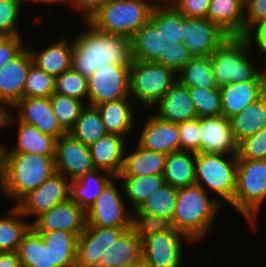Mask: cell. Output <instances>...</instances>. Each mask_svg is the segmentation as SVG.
Returning a JSON list of instances; mask_svg holds the SVG:
<instances>
[{
	"label": "cell",
	"instance_id": "94428289",
	"mask_svg": "<svg viewBox=\"0 0 266 267\" xmlns=\"http://www.w3.org/2000/svg\"><path fill=\"white\" fill-rule=\"evenodd\" d=\"M25 1H27V0H19V2H20V4H21V6L24 4V2ZM28 1H33V2H39V3H42V4H44V3H56V2H58V3H63V0H28Z\"/></svg>",
	"mask_w": 266,
	"mask_h": 267
},
{
	"label": "cell",
	"instance_id": "ee69618b",
	"mask_svg": "<svg viewBox=\"0 0 266 267\" xmlns=\"http://www.w3.org/2000/svg\"><path fill=\"white\" fill-rule=\"evenodd\" d=\"M188 90L194 102L197 117L222 115L220 88L188 87Z\"/></svg>",
	"mask_w": 266,
	"mask_h": 267
},
{
	"label": "cell",
	"instance_id": "f6af8a7d",
	"mask_svg": "<svg viewBox=\"0 0 266 267\" xmlns=\"http://www.w3.org/2000/svg\"><path fill=\"white\" fill-rule=\"evenodd\" d=\"M87 82L86 77L71 68L55 77L54 93L84 101L83 97L88 99Z\"/></svg>",
	"mask_w": 266,
	"mask_h": 267
},
{
	"label": "cell",
	"instance_id": "277c9868",
	"mask_svg": "<svg viewBox=\"0 0 266 267\" xmlns=\"http://www.w3.org/2000/svg\"><path fill=\"white\" fill-rule=\"evenodd\" d=\"M131 40L133 60L155 62L175 73L194 58L183 42L177 43L165 37L150 19L135 32Z\"/></svg>",
	"mask_w": 266,
	"mask_h": 267
},
{
	"label": "cell",
	"instance_id": "1f68e13d",
	"mask_svg": "<svg viewBox=\"0 0 266 267\" xmlns=\"http://www.w3.org/2000/svg\"><path fill=\"white\" fill-rule=\"evenodd\" d=\"M131 154H126L118 176L163 175L166 155L142 148L139 144Z\"/></svg>",
	"mask_w": 266,
	"mask_h": 267
},
{
	"label": "cell",
	"instance_id": "4fadbf2b",
	"mask_svg": "<svg viewBox=\"0 0 266 267\" xmlns=\"http://www.w3.org/2000/svg\"><path fill=\"white\" fill-rule=\"evenodd\" d=\"M130 214L119 189L112 180L86 211L85 226L130 227Z\"/></svg>",
	"mask_w": 266,
	"mask_h": 267
},
{
	"label": "cell",
	"instance_id": "680465c9",
	"mask_svg": "<svg viewBox=\"0 0 266 267\" xmlns=\"http://www.w3.org/2000/svg\"><path fill=\"white\" fill-rule=\"evenodd\" d=\"M146 1L152 8L174 7L176 4V0H146Z\"/></svg>",
	"mask_w": 266,
	"mask_h": 267
},
{
	"label": "cell",
	"instance_id": "603a6c76",
	"mask_svg": "<svg viewBox=\"0 0 266 267\" xmlns=\"http://www.w3.org/2000/svg\"><path fill=\"white\" fill-rule=\"evenodd\" d=\"M155 106L157 112L155 115L164 121L178 124L197 118L194 102L190 98L188 87L178 81L153 105V107Z\"/></svg>",
	"mask_w": 266,
	"mask_h": 267
},
{
	"label": "cell",
	"instance_id": "f35d334b",
	"mask_svg": "<svg viewBox=\"0 0 266 267\" xmlns=\"http://www.w3.org/2000/svg\"><path fill=\"white\" fill-rule=\"evenodd\" d=\"M22 267L50 266L49 250L38 232L32 227L25 234L17 250Z\"/></svg>",
	"mask_w": 266,
	"mask_h": 267
},
{
	"label": "cell",
	"instance_id": "d590c367",
	"mask_svg": "<svg viewBox=\"0 0 266 267\" xmlns=\"http://www.w3.org/2000/svg\"><path fill=\"white\" fill-rule=\"evenodd\" d=\"M68 133L87 146L108 134L99 110L96 106L91 105H87L82 109L80 117Z\"/></svg>",
	"mask_w": 266,
	"mask_h": 267
},
{
	"label": "cell",
	"instance_id": "681fc988",
	"mask_svg": "<svg viewBox=\"0 0 266 267\" xmlns=\"http://www.w3.org/2000/svg\"><path fill=\"white\" fill-rule=\"evenodd\" d=\"M180 151L200 153L199 117L178 123Z\"/></svg>",
	"mask_w": 266,
	"mask_h": 267
},
{
	"label": "cell",
	"instance_id": "d6a6232c",
	"mask_svg": "<svg viewBox=\"0 0 266 267\" xmlns=\"http://www.w3.org/2000/svg\"><path fill=\"white\" fill-rule=\"evenodd\" d=\"M128 98L130 97L107 101L96 106L108 134L125 137V134L132 131L134 118Z\"/></svg>",
	"mask_w": 266,
	"mask_h": 267
},
{
	"label": "cell",
	"instance_id": "db71d44e",
	"mask_svg": "<svg viewBox=\"0 0 266 267\" xmlns=\"http://www.w3.org/2000/svg\"><path fill=\"white\" fill-rule=\"evenodd\" d=\"M248 44L255 43L258 46L263 56V64L266 66V19L254 23L243 36ZM254 39V40H253ZM255 41V42H254Z\"/></svg>",
	"mask_w": 266,
	"mask_h": 267
},
{
	"label": "cell",
	"instance_id": "44dd1931",
	"mask_svg": "<svg viewBox=\"0 0 266 267\" xmlns=\"http://www.w3.org/2000/svg\"><path fill=\"white\" fill-rule=\"evenodd\" d=\"M142 125L144 127L138 141L142 148L165 155L180 151L178 124L152 115Z\"/></svg>",
	"mask_w": 266,
	"mask_h": 267
},
{
	"label": "cell",
	"instance_id": "f5cc1de1",
	"mask_svg": "<svg viewBox=\"0 0 266 267\" xmlns=\"http://www.w3.org/2000/svg\"><path fill=\"white\" fill-rule=\"evenodd\" d=\"M266 19V0H245L244 34L256 22Z\"/></svg>",
	"mask_w": 266,
	"mask_h": 267
},
{
	"label": "cell",
	"instance_id": "6f0895ef",
	"mask_svg": "<svg viewBox=\"0 0 266 267\" xmlns=\"http://www.w3.org/2000/svg\"><path fill=\"white\" fill-rule=\"evenodd\" d=\"M10 113L11 110H7L4 106L0 105V130L1 128L7 127L9 124H13L14 120H16Z\"/></svg>",
	"mask_w": 266,
	"mask_h": 267
},
{
	"label": "cell",
	"instance_id": "484cf974",
	"mask_svg": "<svg viewBox=\"0 0 266 267\" xmlns=\"http://www.w3.org/2000/svg\"><path fill=\"white\" fill-rule=\"evenodd\" d=\"M101 172H104L103 175ZM113 177L115 178L110 172L102 169L85 173L80 178L70 181V199L86 212Z\"/></svg>",
	"mask_w": 266,
	"mask_h": 267
},
{
	"label": "cell",
	"instance_id": "30bf717a",
	"mask_svg": "<svg viewBox=\"0 0 266 267\" xmlns=\"http://www.w3.org/2000/svg\"><path fill=\"white\" fill-rule=\"evenodd\" d=\"M130 66L106 64L88 78V105L129 97Z\"/></svg>",
	"mask_w": 266,
	"mask_h": 267
},
{
	"label": "cell",
	"instance_id": "816d5d0a",
	"mask_svg": "<svg viewBox=\"0 0 266 267\" xmlns=\"http://www.w3.org/2000/svg\"><path fill=\"white\" fill-rule=\"evenodd\" d=\"M210 0H176L174 8L185 17L207 18Z\"/></svg>",
	"mask_w": 266,
	"mask_h": 267
},
{
	"label": "cell",
	"instance_id": "836d02e7",
	"mask_svg": "<svg viewBox=\"0 0 266 267\" xmlns=\"http://www.w3.org/2000/svg\"><path fill=\"white\" fill-rule=\"evenodd\" d=\"M230 123L237 143L266 127V94L231 117Z\"/></svg>",
	"mask_w": 266,
	"mask_h": 267
},
{
	"label": "cell",
	"instance_id": "5bb4252c",
	"mask_svg": "<svg viewBox=\"0 0 266 267\" xmlns=\"http://www.w3.org/2000/svg\"><path fill=\"white\" fill-rule=\"evenodd\" d=\"M54 161L56 172L67 176L70 181L95 170L88 146L70 133L56 140Z\"/></svg>",
	"mask_w": 266,
	"mask_h": 267
},
{
	"label": "cell",
	"instance_id": "74e56055",
	"mask_svg": "<svg viewBox=\"0 0 266 267\" xmlns=\"http://www.w3.org/2000/svg\"><path fill=\"white\" fill-rule=\"evenodd\" d=\"M121 179L125 196L132 203V209L148 199L155 191L159 190L165 183L163 175L146 176H117Z\"/></svg>",
	"mask_w": 266,
	"mask_h": 267
},
{
	"label": "cell",
	"instance_id": "52a82bcc",
	"mask_svg": "<svg viewBox=\"0 0 266 267\" xmlns=\"http://www.w3.org/2000/svg\"><path fill=\"white\" fill-rule=\"evenodd\" d=\"M266 199V160L237 159L236 190L230 203L254 228Z\"/></svg>",
	"mask_w": 266,
	"mask_h": 267
},
{
	"label": "cell",
	"instance_id": "e0dca14e",
	"mask_svg": "<svg viewBox=\"0 0 266 267\" xmlns=\"http://www.w3.org/2000/svg\"><path fill=\"white\" fill-rule=\"evenodd\" d=\"M32 64V54L26 47L0 68V105L7 110L23 98L25 81Z\"/></svg>",
	"mask_w": 266,
	"mask_h": 267
},
{
	"label": "cell",
	"instance_id": "b9f144b4",
	"mask_svg": "<svg viewBox=\"0 0 266 267\" xmlns=\"http://www.w3.org/2000/svg\"><path fill=\"white\" fill-rule=\"evenodd\" d=\"M150 20L168 39L183 41V14L174 7L153 8Z\"/></svg>",
	"mask_w": 266,
	"mask_h": 267
},
{
	"label": "cell",
	"instance_id": "60d3db41",
	"mask_svg": "<svg viewBox=\"0 0 266 267\" xmlns=\"http://www.w3.org/2000/svg\"><path fill=\"white\" fill-rule=\"evenodd\" d=\"M133 211L130 218V229L141 242L151 235L173 229L172 220L167 217L143 213L137 208Z\"/></svg>",
	"mask_w": 266,
	"mask_h": 267
},
{
	"label": "cell",
	"instance_id": "3957f363",
	"mask_svg": "<svg viewBox=\"0 0 266 267\" xmlns=\"http://www.w3.org/2000/svg\"><path fill=\"white\" fill-rule=\"evenodd\" d=\"M55 156L27 153H5L1 190L17 204L55 172Z\"/></svg>",
	"mask_w": 266,
	"mask_h": 267
},
{
	"label": "cell",
	"instance_id": "ffe728a7",
	"mask_svg": "<svg viewBox=\"0 0 266 267\" xmlns=\"http://www.w3.org/2000/svg\"><path fill=\"white\" fill-rule=\"evenodd\" d=\"M18 109V119L34 125L42 133L58 139L67 132L59 124L49 97H23L13 107Z\"/></svg>",
	"mask_w": 266,
	"mask_h": 267
},
{
	"label": "cell",
	"instance_id": "f1b7e54d",
	"mask_svg": "<svg viewBox=\"0 0 266 267\" xmlns=\"http://www.w3.org/2000/svg\"><path fill=\"white\" fill-rule=\"evenodd\" d=\"M18 140L5 153H27L44 156H55L56 138L42 133L34 125L17 120Z\"/></svg>",
	"mask_w": 266,
	"mask_h": 267
},
{
	"label": "cell",
	"instance_id": "8992f818",
	"mask_svg": "<svg viewBox=\"0 0 266 267\" xmlns=\"http://www.w3.org/2000/svg\"><path fill=\"white\" fill-rule=\"evenodd\" d=\"M152 9L146 0H107L88 22L100 31L131 39L150 19Z\"/></svg>",
	"mask_w": 266,
	"mask_h": 267
},
{
	"label": "cell",
	"instance_id": "7a4b0ae2",
	"mask_svg": "<svg viewBox=\"0 0 266 267\" xmlns=\"http://www.w3.org/2000/svg\"><path fill=\"white\" fill-rule=\"evenodd\" d=\"M208 192L197 184L179 188L177 192L172 225L192 242L201 240L212 228L222 206V201L211 200Z\"/></svg>",
	"mask_w": 266,
	"mask_h": 267
},
{
	"label": "cell",
	"instance_id": "9a60e30c",
	"mask_svg": "<svg viewBox=\"0 0 266 267\" xmlns=\"http://www.w3.org/2000/svg\"><path fill=\"white\" fill-rule=\"evenodd\" d=\"M129 228L85 226L77 238L76 267H99L103 253Z\"/></svg>",
	"mask_w": 266,
	"mask_h": 267
},
{
	"label": "cell",
	"instance_id": "6125c7cd",
	"mask_svg": "<svg viewBox=\"0 0 266 267\" xmlns=\"http://www.w3.org/2000/svg\"><path fill=\"white\" fill-rule=\"evenodd\" d=\"M119 267H144V263L143 262H134V263L119 266Z\"/></svg>",
	"mask_w": 266,
	"mask_h": 267
},
{
	"label": "cell",
	"instance_id": "ac0fdd59",
	"mask_svg": "<svg viewBox=\"0 0 266 267\" xmlns=\"http://www.w3.org/2000/svg\"><path fill=\"white\" fill-rule=\"evenodd\" d=\"M85 225L86 212L69 198L38 216L31 227L35 231H67L78 237Z\"/></svg>",
	"mask_w": 266,
	"mask_h": 267
},
{
	"label": "cell",
	"instance_id": "7bdbcfd3",
	"mask_svg": "<svg viewBox=\"0 0 266 267\" xmlns=\"http://www.w3.org/2000/svg\"><path fill=\"white\" fill-rule=\"evenodd\" d=\"M49 98L59 124L68 133L74 127L86 103L84 104L83 101L78 99L55 93Z\"/></svg>",
	"mask_w": 266,
	"mask_h": 267
},
{
	"label": "cell",
	"instance_id": "2e32d148",
	"mask_svg": "<svg viewBox=\"0 0 266 267\" xmlns=\"http://www.w3.org/2000/svg\"><path fill=\"white\" fill-rule=\"evenodd\" d=\"M229 37L208 18L185 17L183 15V44L194 57L211 56Z\"/></svg>",
	"mask_w": 266,
	"mask_h": 267
},
{
	"label": "cell",
	"instance_id": "cb8c5ba5",
	"mask_svg": "<svg viewBox=\"0 0 266 267\" xmlns=\"http://www.w3.org/2000/svg\"><path fill=\"white\" fill-rule=\"evenodd\" d=\"M125 137L107 134L88 146L95 169H102L117 177L125 157Z\"/></svg>",
	"mask_w": 266,
	"mask_h": 267
},
{
	"label": "cell",
	"instance_id": "8fae6325",
	"mask_svg": "<svg viewBox=\"0 0 266 267\" xmlns=\"http://www.w3.org/2000/svg\"><path fill=\"white\" fill-rule=\"evenodd\" d=\"M184 239L192 242L186 235L174 228L145 238L142 241L144 267H180L182 262L181 240Z\"/></svg>",
	"mask_w": 266,
	"mask_h": 267
},
{
	"label": "cell",
	"instance_id": "4316f807",
	"mask_svg": "<svg viewBox=\"0 0 266 267\" xmlns=\"http://www.w3.org/2000/svg\"><path fill=\"white\" fill-rule=\"evenodd\" d=\"M49 250L50 266L76 267L77 236L67 231H36Z\"/></svg>",
	"mask_w": 266,
	"mask_h": 267
},
{
	"label": "cell",
	"instance_id": "e575fe53",
	"mask_svg": "<svg viewBox=\"0 0 266 267\" xmlns=\"http://www.w3.org/2000/svg\"><path fill=\"white\" fill-rule=\"evenodd\" d=\"M176 75L177 81L187 87L218 88L212 73L210 56L194 57Z\"/></svg>",
	"mask_w": 266,
	"mask_h": 267
},
{
	"label": "cell",
	"instance_id": "6da1fadb",
	"mask_svg": "<svg viewBox=\"0 0 266 267\" xmlns=\"http://www.w3.org/2000/svg\"><path fill=\"white\" fill-rule=\"evenodd\" d=\"M86 22L88 29L72 41L71 68L74 71L88 79L103 65L132 64V40L129 37L100 31Z\"/></svg>",
	"mask_w": 266,
	"mask_h": 267
},
{
	"label": "cell",
	"instance_id": "ab89813d",
	"mask_svg": "<svg viewBox=\"0 0 266 267\" xmlns=\"http://www.w3.org/2000/svg\"><path fill=\"white\" fill-rule=\"evenodd\" d=\"M178 189L164 184L159 190L143 201L137 208L139 211L154 216L167 217L172 220Z\"/></svg>",
	"mask_w": 266,
	"mask_h": 267
},
{
	"label": "cell",
	"instance_id": "9c48e42d",
	"mask_svg": "<svg viewBox=\"0 0 266 267\" xmlns=\"http://www.w3.org/2000/svg\"><path fill=\"white\" fill-rule=\"evenodd\" d=\"M176 81V73L164 65L140 60L130 65L129 93L144 107H153Z\"/></svg>",
	"mask_w": 266,
	"mask_h": 267
},
{
	"label": "cell",
	"instance_id": "c3c4849f",
	"mask_svg": "<svg viewBox=\"0 0 266 267\" xmlns=\"http://www.w3.org/2000/svg\"><path fill=\"white\" fill-rule=\"evenodd\" d=\"M22 6L19 0H0V35L17 36V21Z\"/></svg>",
	"mask_w": 266,
	"mask_h": 267
},
{
	"label": "cell",
	"instance_id": "d6986e66",
	"mask_svg": "<svg viewBox=\"0 0 266 267\" xmlns=\"http://www.w3.org/2000/svg\"><path fill=\"white\" fill-rule=\"evenodd\" d=\"M199 137L200 152L237 155L238 143L224 115L199 117Z\"/></svg>",
	"mask_w": 266,
	"mask_h": 267
},
{
	"label": "cell",
	"instance_id": "9f6ffc18",
	"mask_svg": "<svg viewBox=\"0 0 266 267\" xmlns=\"http://www.w3.org/2000/svg\"><path fill=\"white\" fill-rule=\"evenodd\" d=\"M0 267H22L17 252H1Z\"/></svg>",
	"mask_w": 266,
	"mask_h": 267
},
{
	"label": "cell",
	"instance_id": "7c38bea8",
	"mask_svg": "<svg viewBox=\"0 0 266 267\" xmlns=\"http://www.w3.org/2000/svg\"><path fill=\"white\" fill-rule=\"evenodd\" d=\"M70 198V180L63 174L55 172L38 188L30 191L15 206L24 216L35 219L55 205Z\"/></svg>",
	"mask_w": 266,
	"mask_h": 267
},
{
	"label": "cell",
	"instance_id": "91938a15",
	"mask_svg": "<svg viewBox=\"0 0 266 267\" xmlns=\"http://www.w3.org/2000/svg\"><path fill=\"white\" fill-rule=\"evenodd\" d=\"M5 149L4 145L0 144V186L2 185L3 182V177H4V157H5Z\"/></svg>",
	"mask_w": 266,
	"mask_h": 267
},
{
	"label": "cell",
	"instance_id": "8d00e7d4",
	"mask_svg": "<svg viewBox=\"0 0 266 267\" xmlns=\"http://www.w3.org/2000/svg\"><path fill=\"white\" fill-rule=\"evenodd\" d=\"M9 217L0 218V253L17 252L19 244L30 230L31 224L21 218L24 216L16 207L9 211Z\"/></svg>",
	"mask_w": 266,
	"mask_h": 267
},
{
	"label": "cell",
	"instance_id": "f907efd6",
	"mask_svg": "<svg viewBox=\"0 0 266 267\" xmlns=\"http://www.w3.org/2000/svg\"><path fill=\"white\" fill-rule=\"evenodd\" d=\"M20 35L3 36L0 39V68L17 57L26 47Z\"/></svg>",
	"mask_w": 266,
	"mask_h": 267
},
{
	"label": "cell",
	"instance_id": "5b68a950",
	"mask_svg": "<svg viewBox=\"0 0 266 267\" xmlns=\"http://www.w3.org/2000/svg\"><path fill=\"white\" fill-rule=\"evenodd\" d=\"M250 45L243 36H229L210 56L212 73L217 87L229 83L251 80H266L250 60ZM266 70V68H265Z\"/></svg>",
	"mask_w": 266,
	"mask_h": 267
},
{
	"label": "cell",
	"instance_id": "83f0119b",
	"mask_svg": "<svg viewBox=\"0 0 266 267\" xmlns=\"http://www.w3.org/2000/svg\"><path fill=\"white\" fill-rule=\"evenodd\" d=\"M142 262V242L129 228L103 253L99 267H119Z\"/></svg>",
	"mask_w": 266,
	"mask_h": 267
},
{
	"label": "cell",
	"instance_id": "11a10c76",
	"mask_svg": "<svg viewBox=\"0 0 266 267\" xmlns=\"http://www.w3.org/2000/svg\"><path fill=\"white\" fill-rule=\"evenodd\" d=\"M107 0H63V3L68 2L73 4L75 9H80L85 14V20L88 21L89 18L98 10V8L105 3Z\"/></svg>",
	"mask_w": 266,
	"mask_h": 267
},
{
	"label": "cell",
	"instance_id": "d4e9b609",
	"mask_svg": "<svg viewBox=\"0 0 266 267\" xmlns=\"http://www.w3.org/2000/svg\"><path fill=\"white\" fill-rule=\"evenodd\" d=\"M245 0H210L207 18L229 36H244Z\"/></svg>",
	"mask_w": 266,
	"mask_h": 267
},
{
	"label": "cell",
	"instance_id": "bcb514c9",
	"mask_svg": "<svg viewBox=\"0 0 266 267\" xmlns=\"http://www.w3.org/2000/svg\"><path fill=\"white\" fill-rule=\"evenodd\" d=\"M55 77L32 64L25 81L23 97H50Z\"/></svg>",
	"mask_w": 266,
	"mask_h": 267
},
{
	"label": "cell",
	"instance_id": "4dcf8cb0",
	"mask_svg": "<svg viewBox=\"0 0 266 267\" xmlns=\"http://www.w3.org/2000/svg\"><path fill=\"white\" fill-rule=\"evenodd\" d=\"M196 153L177 151L166 155L163 177L165 183L174 188H184L196 183Z\"/></svg>",
	"mask_w": 266,
	"mask_h": 267
},
{
	"label": "cell",
	"instance_id": "7402d4cb",
	"mask_svg": "<svg viewBox=\"0 0 266 267\" xmlns=\"http://www.w3.org/2000/svg\"><path fill=\"white\" fill-rule=\"evenodd\" d=\"M222 115L230 119L266 94V80L229 83L220 87Z\"/></svg>",
	"mask_w": 266,
	"mask_h": 267
},
{
	"label": "cell",
	"instance_id": "7dc6e473",
	"mask_svg": "<svg viewBox=\"0 0 266 267\" xmlns=\"http://www.w3.org/2000/svg\"><path fill=\"white\" fill-rule=\"evenodd\" d=\"M237 159L266 160V127L238 143Z\"/></svg>",
	"mask_w": 266,
	"mask_h": 267
},
{
	"label": "cell",
	"instance_id": "f546056e",
	"mask_svg": "<svg viewBox=\"0 0 266 267\" xmlns=\"http://www.w3.org/2000/svg\"><path fill=\"white\" fill-rule=\"evenodd\" d=\"M33 64L39 69L54 77L60 76L65 71L71 69L73 45H68V41L63 38L60 41L37 52L31 48Z\"/></svg>",
	"mask_w": 266,
	"mask_h": 267
},
{
	"label": "cell",
	"instance_id": "ba28073f",
	"mask_svg": "<svg viewBox=\"0 0 266 267\" xmlns=\"http://www.w3.org/2000/svg\"><path fill=\"white\" fill-rule=\"evenodd\" d=\"M225 155L227 154L196 153L195 184L204 190L208 186L210 191L215 192L230 204L233 201L236 190L237 155L231 154L230 159Z\"/></svg>",
	"mask_w": 266,
	"mask_h": 267
}]
</instances>
